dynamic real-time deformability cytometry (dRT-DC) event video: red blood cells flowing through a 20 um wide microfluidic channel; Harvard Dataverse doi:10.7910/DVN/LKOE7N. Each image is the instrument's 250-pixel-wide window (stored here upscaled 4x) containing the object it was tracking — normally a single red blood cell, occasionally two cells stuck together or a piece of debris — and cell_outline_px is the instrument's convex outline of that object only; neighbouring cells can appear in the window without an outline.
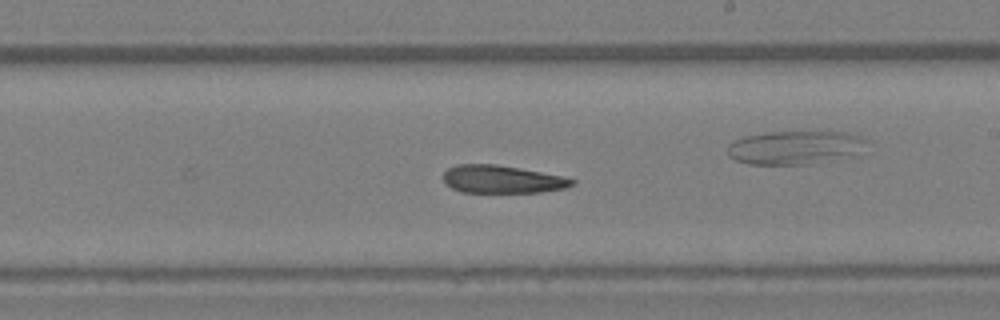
{"species": "Egyptian fruit bat (a non-hibernating species)", "species_latin": "Rousettus aegyptiacus", "temperature_condition": "warm", "stored_images_in_passage": 22, "camera_frame_rate_fps": 3000, "um_per_image_px": 0.085, "animal": {"sex": "female"}, "frame": {"image": 1, "passage_image": 22, "time_ms": 7.0, "image_size_px": [1000, 320], "cell_outline_px": [[576, 180], [572, 184], [564, 188], [540, 192], [460, 192], [444, 184], [444, 172], [448, 168], [456, 164], [496, 164], [520, 168], [564, 176]], "centroid_in_image_um": [42.64, 15.23], "position_along_channel_um": 246.4, "area_um2": 20.87}}